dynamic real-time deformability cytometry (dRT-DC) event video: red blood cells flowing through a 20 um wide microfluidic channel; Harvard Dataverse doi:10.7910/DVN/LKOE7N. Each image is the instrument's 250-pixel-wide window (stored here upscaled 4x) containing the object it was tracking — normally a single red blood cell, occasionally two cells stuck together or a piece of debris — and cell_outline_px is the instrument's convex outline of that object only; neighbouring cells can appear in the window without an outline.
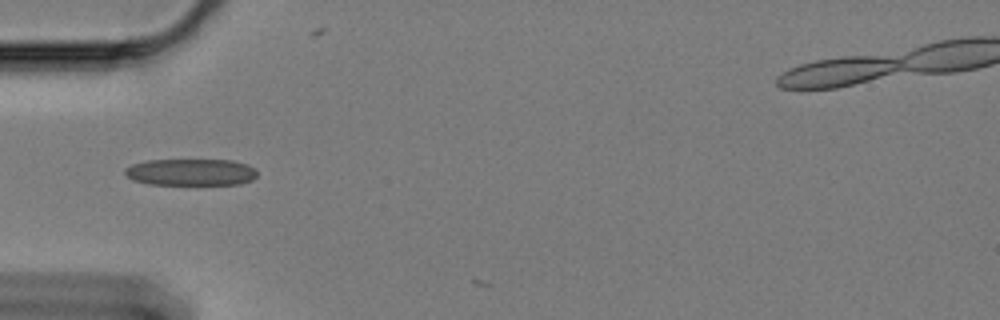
{"species": "Egyptian fruit bat (a non-hibernating species)", "species_latin": "Rousettus aegyptiacus", "temperature_condition": "cold", "stored_images_in_passage": 3, "camera_frame_rate_fps": 3000, "um_per_image_px": 0.085, "animal": {"sex": "female"}, "frame": {"image": 1, "passage_image": 1, "time_ms": 0.0, "image_size_px": [1000, 320], "cell_outline_px": [[256, 176], [252, 180], [240, 184], [148, 184], [132, 180], [124, 172], [124, 168], [132, 164], [148, 160], [232, 160], [248, 164], [256, 168]], "centroid_in_image_um": [16.23, 14.63], "position_along_channel_um": 68.8, "area_um2": 20.69}}